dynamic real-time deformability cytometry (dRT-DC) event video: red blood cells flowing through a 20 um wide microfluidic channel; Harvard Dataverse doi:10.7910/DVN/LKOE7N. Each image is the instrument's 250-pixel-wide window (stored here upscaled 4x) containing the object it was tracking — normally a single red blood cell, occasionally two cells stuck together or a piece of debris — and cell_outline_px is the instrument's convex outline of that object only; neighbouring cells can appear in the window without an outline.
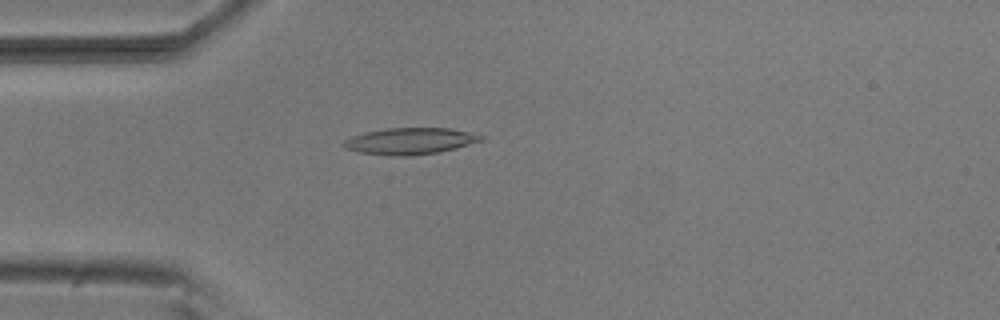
{"species": "common noctule bat (a hibernating species)", "species_latin": "Nyctalus noctula", "temperature_condition": "room temperature", "stored_images_in_passage": 7, "camera_frame_rate_fps": 3000, "um_per_image_px": 0.085, "animal": {"sex": "male", "body_mass_g": 20.5, "forearm_length_mm": 52.5}, "frame": {"image": 1, "passage_image": 5, "time_ms": 1.333, "image_size_px": [1000, 320], "cell_outline_px": [[484, 140], [456, 148], [440, 152], [408, 156], [388, 156], [360, 152], [344, 148], [340, 144], [344, 140], [352, 136], [364, 132], [384, 128], [448, 128], [468, 132], [484, 136]], "centroid_in_image_um": [34.81, 11.99], "position_along_channel_um": 50.2, "area_um2": 21.39}}